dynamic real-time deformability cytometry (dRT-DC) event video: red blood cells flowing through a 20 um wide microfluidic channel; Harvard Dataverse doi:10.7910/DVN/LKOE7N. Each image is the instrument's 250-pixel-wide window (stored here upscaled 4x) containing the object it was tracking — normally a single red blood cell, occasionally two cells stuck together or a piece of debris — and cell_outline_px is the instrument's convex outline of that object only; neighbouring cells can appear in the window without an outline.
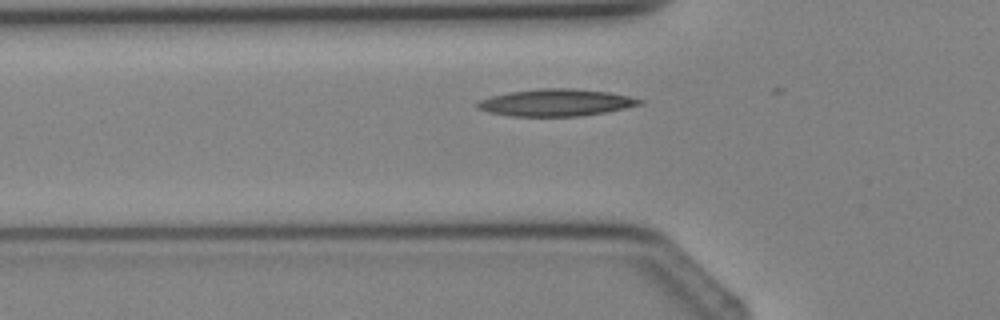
{"species": "Egyptian fruit bat (a non-hibernating species)", "species_latin": "Rousettus aegyptiacus", "temperature_condition": "cold", "stored_images_in_passage": 2, "camera_frame_rate_fps": 3000, "um_per_image_px": 0.085, "animal": {"sex": "female"}, "frame": {"image": 1, "passage_image": 2, "time_ms": 1.333, "image_size_px": [1000, 320], "cell_outline_px": [[644, 100], [640, 104], [624, 108], [604, 112], [580, 116], [512, 116], [488, 112], [476, 108], [476, 104], [480, 100], [492, 96], [508, 92], [540, 88], [576, 88], [608, 92], [628, 96]], "centroid_in_image_um": [47.23, 8.71], "position_along_channel_um": 78.6, "area_um2": 25.43}}